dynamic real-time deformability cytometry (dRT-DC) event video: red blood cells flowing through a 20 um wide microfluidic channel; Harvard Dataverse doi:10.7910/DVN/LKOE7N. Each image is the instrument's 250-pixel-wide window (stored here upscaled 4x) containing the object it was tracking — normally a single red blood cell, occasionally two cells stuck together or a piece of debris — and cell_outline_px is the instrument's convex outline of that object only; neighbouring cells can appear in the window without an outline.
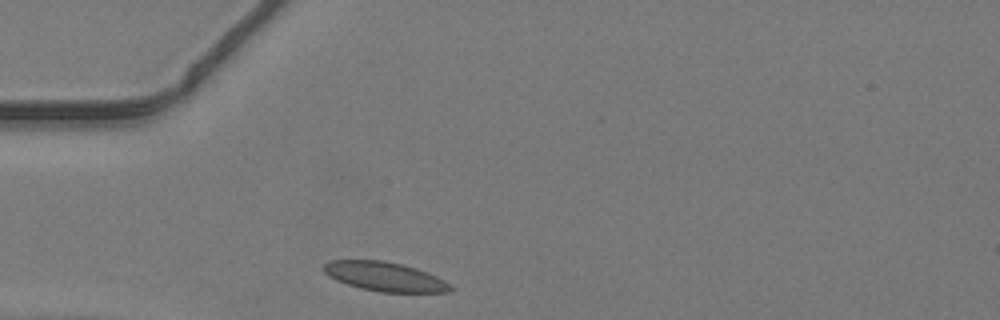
{"species": "common noctule bat (a hibernating species)", "species_latin": "Nyctalus noctula", "temperature_condition": "warm", "stored_images_in_passage": 29, "camera_frame_rate_fps": 3000, "um_per_image_px": 0.085, "animal": {"sex": "male", "body_mass_g": 19.2, "forearm_length_mm": 51.8}, "frame": {"image": 1, "passage_image": 1, "time_ms": 0.0, "image_size_px": [1000, 320], "cell_outline_px": [[452, 288], [448, 292], [380, 292], [360, 288], [336, 280], [328, 276], [320, 268], [328, 260], [384, 260], [404, 264], [428, 272], [444, 280]], "centroid_in_image_um": [32.65, 23.49], "position_along_channel_um": 52.3, "area_um2": 21.68}}
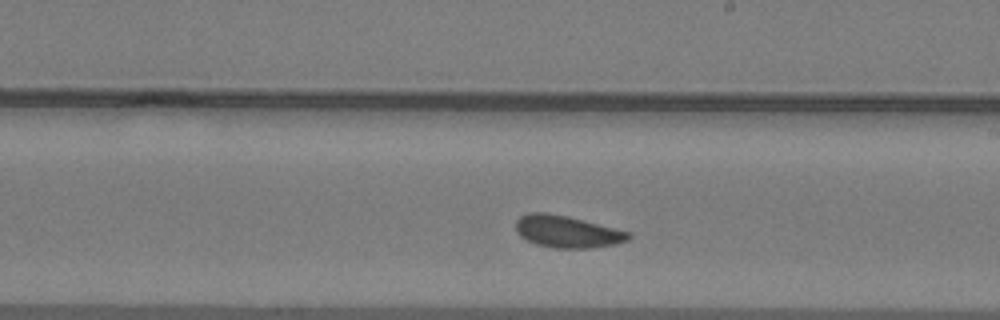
{"frame": {"image": 2, "passage_image": 15, "time_ms": 4.667, "image_size_px": [1000, 320], "cell_outline_px": [[632, 236], [628, 240], [616, 244], [588, 248], [552, 248], [536, 244], [520, 236], [516, 232], [516, 220], [520, 216], [528, 212], [548, 212], [568, 216], [632, 232]], "centroid_in_image_um": [48.21, 19.68], "position_along_channel_um": 240.8, "area_um2": 21.27}}
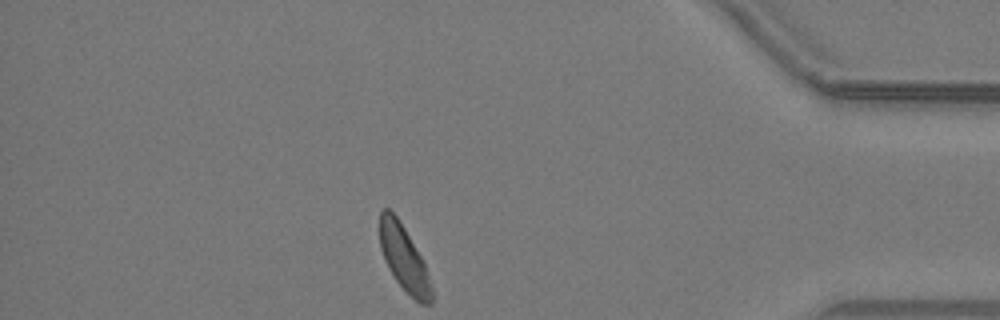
{"frame": {"image": 3, "passage_image": 29, "time_ms": 9.333, "image_size_px": [1000, 320], "cell_outline_px": [[432, 304], [420, 304], [396, 280], [388, 268], [384, 260], [380, 248], [380, 212], [384, 208], [388, 208], [396, 216], [404, 228], [420, 256], [424, 264], [432, 288]], "centroid_in_image_um": [34.32, 21.96], "position_along_channel_um": 400.9, "area_um2": 19.19}}